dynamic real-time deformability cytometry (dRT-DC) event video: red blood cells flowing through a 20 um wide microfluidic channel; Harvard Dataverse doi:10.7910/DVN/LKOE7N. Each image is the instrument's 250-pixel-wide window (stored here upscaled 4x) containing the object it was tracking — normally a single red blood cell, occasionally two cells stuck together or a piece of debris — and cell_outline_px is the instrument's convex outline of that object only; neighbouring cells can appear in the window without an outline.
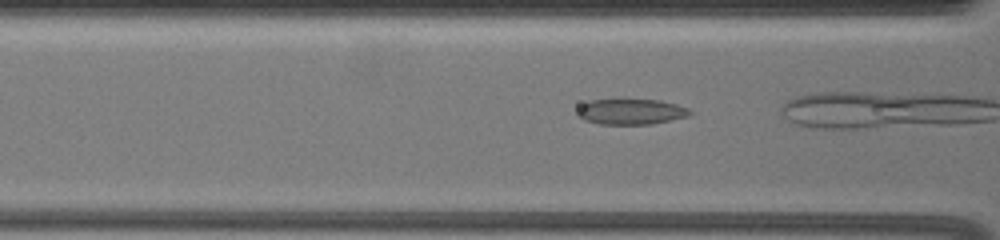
{"species": "common noctule bat (a hibernating species)", "species_latin": "Nyctalus noctula", "temperature_condition": "warm", "stored_images_in_passage": 5, "camera_frame_rate_fps": 3000, "um_per_image_px": 0.085, "animal": {"sex": "female", "body_mass_g": 19.5, "forearm_length_mm": 54.1}, "frame": {"image": 1, "passage_image": 3, "time_ms": 0.667, "image_size_px": [1000, 240], "cell_outline_px": [[692, 112], [688, 116], [652, 124], [600, 124], [584, 120], [576, 116], [576, 108], [580, 104], [588, 100], [660, 100], [676, 104], [688, 108]], "centroid_in_image_um": [53.56, 9.49], "position_along_channel_um": 113.0, "area_um2": 16.88}}